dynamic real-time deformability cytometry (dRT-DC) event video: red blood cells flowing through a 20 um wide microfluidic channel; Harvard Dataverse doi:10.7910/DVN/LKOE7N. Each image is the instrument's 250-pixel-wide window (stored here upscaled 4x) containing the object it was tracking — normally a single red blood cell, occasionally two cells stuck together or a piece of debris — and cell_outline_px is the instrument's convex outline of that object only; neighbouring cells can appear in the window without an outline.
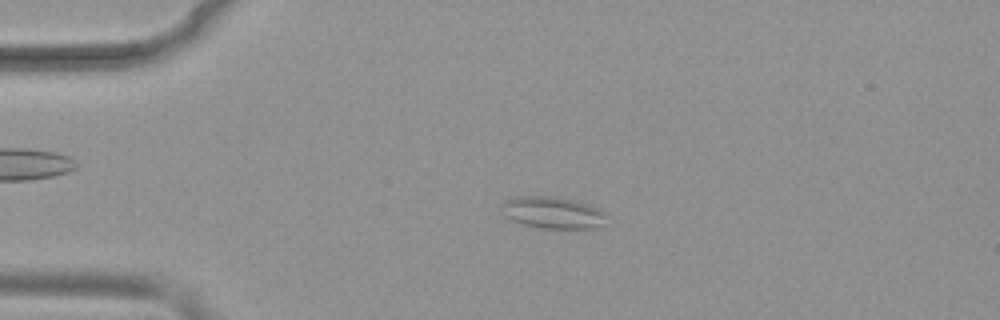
{"species": "common noctule bat (a hibernating species)", "species_latin": "Nyctalus noctula", "temperature_condition": "warm", "stored_images_in_passage": 52, "camera_frame_rate_fps": 3000, "um_per_image_px": 0.085, "animal": {"sex": "female", "body_mass_g": 19.9}, "frame": {"image": 1, "passage_image": 12, "time_ms": 3.667, "image_size_px": [1000, 320], "cell_outline_px": [[604, 216], [600, 224], [596, 228], [540, 228], [524, 224], [512, 220], [504, 216], [500, 212], [500, 204], [504, 200], [516, 196], [548, 196], [572, 200], [588, 204], [600, 208], [604, 212]], "centroid_in_image_um": [46.88, 18.06], "position_along_channel_um": 38.1, "area_um2": 19.36}}
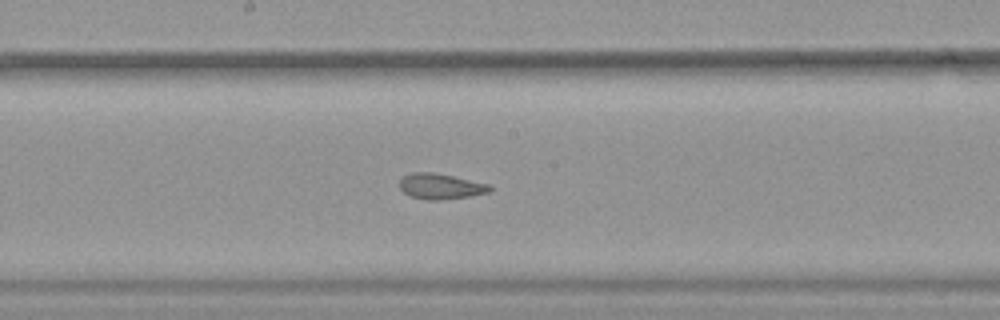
{"frame": {"image": 2, "passage_image": 28, "time_ms": 9.0, "image_size_px": [1000, 320], "cell_outline_px": [[492, 192], [472, 196], [440, 200], [428, 200], [412, 196], [404, 192], [400, 188], [400, 180], [404, 176], [412, 172], [432, 172], [492, 184]], "centroid_in_image_um": [37.52, 15.84], "position_along_channel_um": 210.7, "area_um2": 13.53}}
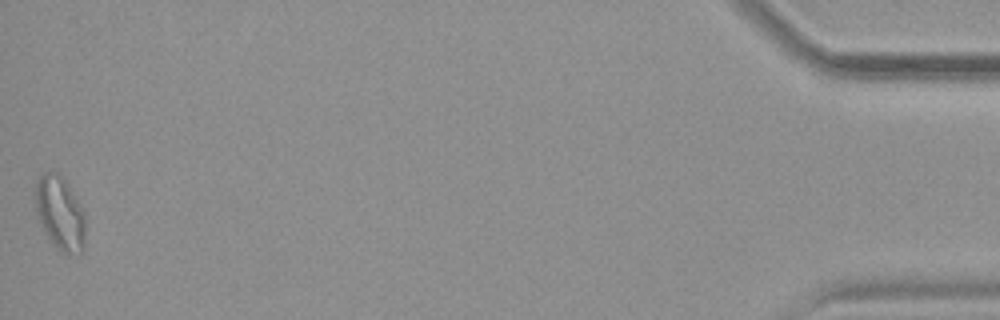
{"frame": {"image": 3, "passage_image": 52, "time_ms": 17.0, "image_size_px": [1000, 320], "cell_outline_px": [[84, 248], [80, 252], [68, 256], [56, 248], [44, 232], [36, 212], [36, 180], [44, 172], [56, 172], [68, 184], [84, 212]], "centroid_in_image_um": [5.1, 18.15], "position_along_channel_um": 430.1, "area_um2": 21.33}, "authors_computed_cell_mechanics": {"area_um2": 16.0973, "velocity_mm_per_s": 3.897, "shape_relaxation_time_tau1_ms": null, "shape_relaxation_time_tau2_ms": 1.0888, "deformation_change_tau1": null, "deformation_change_tau2": 0.0828}}